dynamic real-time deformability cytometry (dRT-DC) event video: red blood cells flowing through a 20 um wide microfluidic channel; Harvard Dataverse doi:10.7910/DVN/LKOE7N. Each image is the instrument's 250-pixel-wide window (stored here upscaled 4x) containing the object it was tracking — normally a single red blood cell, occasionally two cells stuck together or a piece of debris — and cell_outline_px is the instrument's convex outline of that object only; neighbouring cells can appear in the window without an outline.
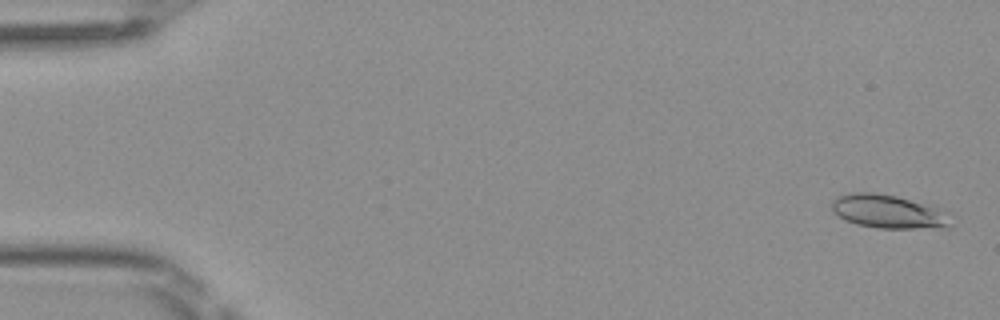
{"species": "Egyptian fruit bat (a non-hibernating species)", "species_latin": "Rousettus aegyptiacus", "temperature_condition": "room temperature", "stored_images_in_passage": 50, "camera_frame_rate_fps": 3000, "um_per_image_px": 0.085, "frame": {"image": 1, "passage_image": 2, "time_ms": 0.333, "image_size_px": [1000, 320], "cell_outline_px": [[956, 216], [952, 224], [948, 228], [880, 228], [856, 224], [844, 220], [832, 212], [832, 200], [836, 196], [852, 192], [872, 192], [896, 196], [952, 212]], "centroid_in_image_um": [75.58, 18.0], "position_along_channel_um": 9.4, "area_um2": 23.81}}
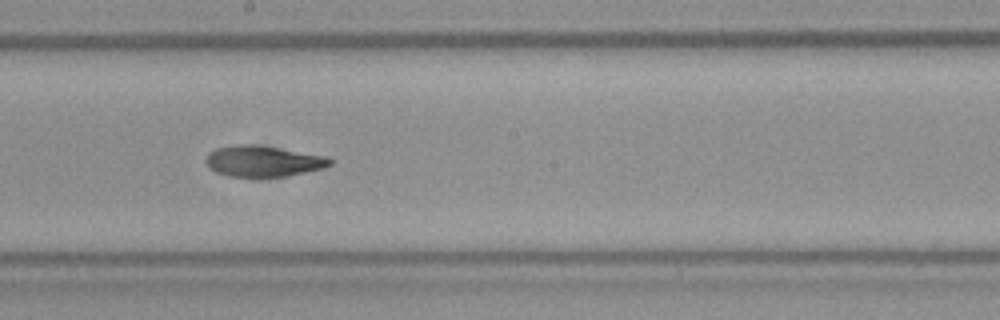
{"frame": {"image": 2, "passage_image": 28, "time_ms": 9.0, "image_size_px": [1000, 320], "cell_outline_px": [[332, 164], [324, 168], [284, 176], [228, 176], [216, 172], [208, 168], [208, 152], [216, 148], [232, 144], [252, 144], [328, 156], [332, 160]], "centroid_in_image_um": [22.37, 13.69], "position_along_channel_um": 225.8, "area_um2": 22.14}}
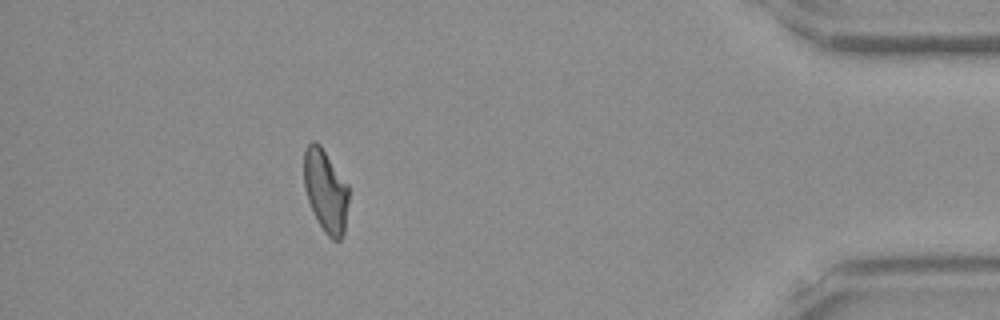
{"frame": {"image": 3, "passage_image": 45, "time_ms": 14.667, "image_size_px": [1000, 320], "cell_outline_px": [[348, 200], [344, 232], [340, 240], [332, 240], [324, 232], [308, 200], [304, 188], [304, 152], [308, 144], [312, 140], [316, 140], [320, 144], [348, 184]], "centroid_in_image_um": [27.68, 16.19], "position_along_channel_um": 407.5, "area_um2": 21.44}, "authors_computed_cell_mechanics": {"area_um2": 22.1374, "velocity_mm_per_s": 4.11, "shape_relaxation_time_tau1_ms": 10.5729, "shape_relaxation_time_tau2_ms": 2.7908, "deformation_change_tau1": 0.236, "deformation_change_tau2": 0.1064}}